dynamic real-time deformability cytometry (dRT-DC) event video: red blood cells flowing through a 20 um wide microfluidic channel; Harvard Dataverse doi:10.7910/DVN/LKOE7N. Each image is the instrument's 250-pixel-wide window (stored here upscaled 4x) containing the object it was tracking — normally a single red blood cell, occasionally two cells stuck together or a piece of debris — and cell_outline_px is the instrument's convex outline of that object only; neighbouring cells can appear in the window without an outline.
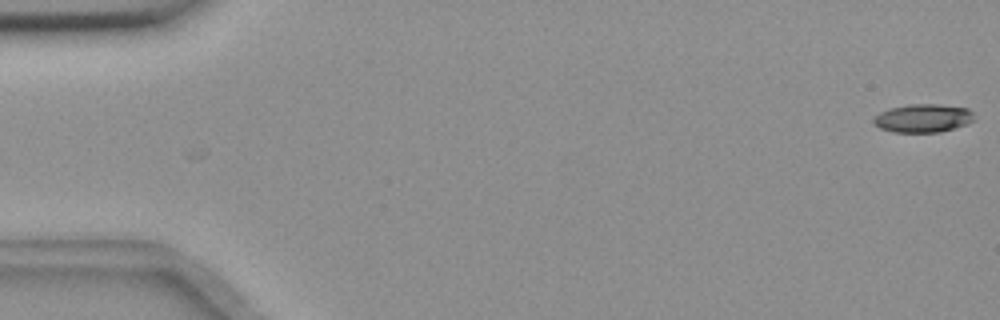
{"species": "common noctule bat (a hibernating species)", "species_latin": "Nyctalus noctula", "temperature_condition": "room temperature", "stored_images_in_passage": 2, "camera_frame_rate_fps": 3000, "um_per_image_px": 0.085, "animal": {"sex": "female", "body_mass_g": 18.4}, "frame": {"image": 1, "passage_image": 1, "time_ms": 0.0, "image_size_px": [1000, 320], "cell_outline_px": [[972, 120], [964, 124], [940, 132], [892, 132], [880, 128], [872, 120], [880, 112], [888, 108], [908, 104], [936, 104], [968, 108], [972, 112]], "centroid_in_image_um": [78.4, 10.03], "position_along_channel_um": 6.6, "area_um2": 16.36}}